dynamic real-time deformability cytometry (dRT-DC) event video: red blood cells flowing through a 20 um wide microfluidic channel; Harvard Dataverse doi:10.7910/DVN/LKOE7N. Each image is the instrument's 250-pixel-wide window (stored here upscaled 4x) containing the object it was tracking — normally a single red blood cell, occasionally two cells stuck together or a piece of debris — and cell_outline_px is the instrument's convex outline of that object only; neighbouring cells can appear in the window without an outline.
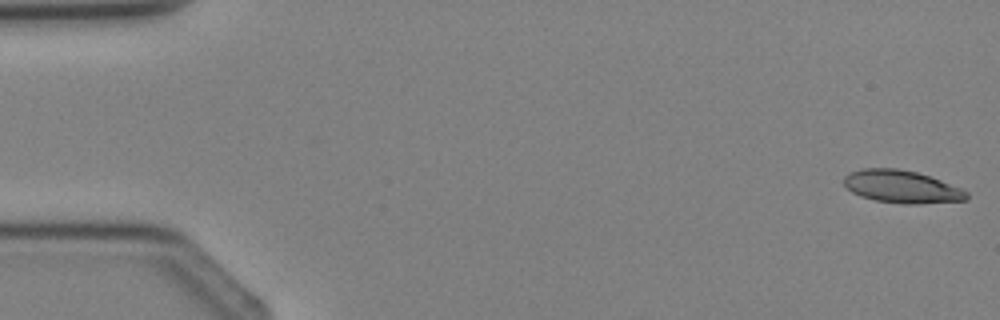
{"species": "Egyptian fruit bat (a non-hibernating species)", "species_latin": "Rousettus aegyptiacus", "temperature_condition": "cold", "stored_images_in_passage": 5, "camera_frame_rate_fps": 3000, "um_per_image_px": 0.085, "animal": {"sex": "female"}, "frame": {"image": 1, "passage_image": 1, "time_ms": 0.0, "image_size_px": [1000, 320], "cell_outline_px": [[968, 200], [916, 204], [904, 204], [876, 200], [860, 196], [852, 192], [844, 184], [844, 176], [852, 172], [864, 168], [896, 168], [916, 172], [940, 180], [960, 188], [968, 192]], "centroid_in_image_um": [76.65, 15.87], "position_along_channel_um": 8.4, "area_um2": 23.12}}